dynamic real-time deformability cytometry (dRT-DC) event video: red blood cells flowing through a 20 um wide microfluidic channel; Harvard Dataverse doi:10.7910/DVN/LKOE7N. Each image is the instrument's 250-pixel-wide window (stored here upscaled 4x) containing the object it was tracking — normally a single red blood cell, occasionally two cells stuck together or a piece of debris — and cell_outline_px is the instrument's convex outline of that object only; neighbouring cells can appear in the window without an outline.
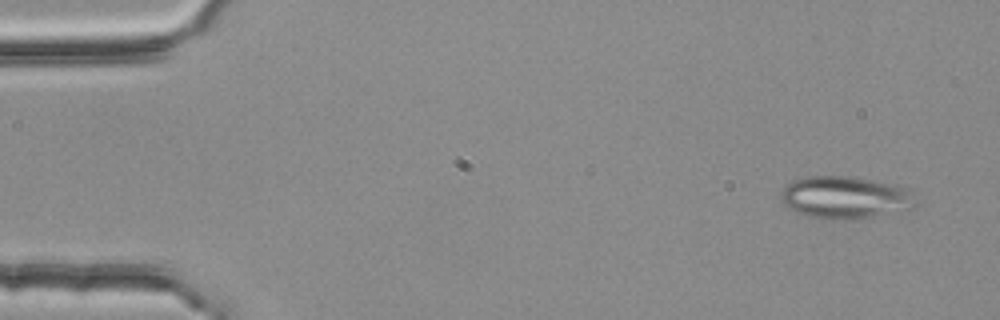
{"species": "common noctule bat (a hibernating species)", "species_latin": "Nyctalus noctula", "temperature_condition": "room temperature", "stored_images_in_passage": 5, "camera_frame_rate_fps": 3000, "um_per_image_px": 0.085, "animal": {"sex": "female", "body_mass_g": 25.1}, "frame": {"image": 1, "passage_image": 1, "time_ms": 0.0, "image_size_px": [1000, 320], "cell_outline_px": [[916, 208], [872, 216], [832, 220], [808, 216], [796, 212], [788, 208], [780, 200], [780, 196], [784, 188], [792, 180], [808, 176], [848, 176], [872, 180], [892, 184], [904, 188], [916, 204]], "centroid_in_image_um": [71.76, 16.78], "position_along_channel_um": 13.2, "area_um2": 32.77}}